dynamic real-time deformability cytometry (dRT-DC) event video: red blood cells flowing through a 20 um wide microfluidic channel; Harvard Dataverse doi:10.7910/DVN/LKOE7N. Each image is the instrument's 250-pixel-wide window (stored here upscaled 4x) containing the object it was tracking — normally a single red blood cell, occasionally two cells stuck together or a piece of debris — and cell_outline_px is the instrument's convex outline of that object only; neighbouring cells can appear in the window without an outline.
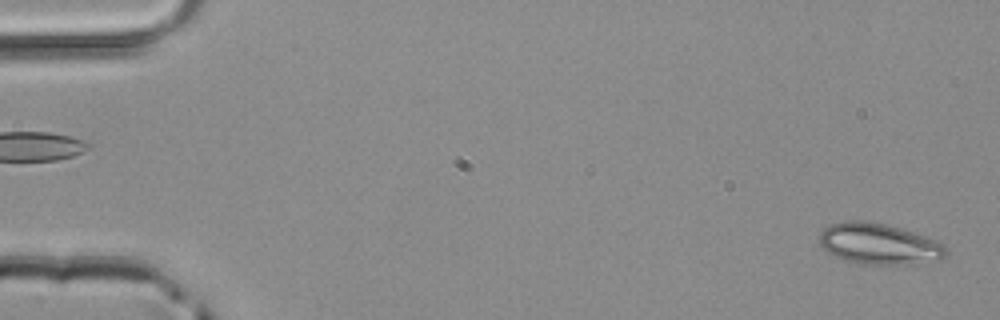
{"species": "common noctule bat (a hibernating species)", "species_latin": "Nyctalus noctula", "temperature_condition": "room temperature", "stored_images_in_passage": 13, "camera_frame_rate_fps": 3000, "um_per_image_px": 0.085, "animal": {"sex": "male", "body_mass_g": 20.4}, "frame": {"image": 1, "passage_image": 1, "time_ms": 0.0, "image_size_px": [1000, 320], "cell_outline_px": [[948, 252], [940, 260], [908, 264], [860, 264], [844, 260], [828, 252], [820, 244], [816, 236], [828, 224], [848, 220], [864, 220], [884, 224], [900, 228], [936, 240], [944, 244], [948, 248]], "centroid_in_image_um": [74.68, 20.72], "position_along_channel_um": 10.3, "area_um2": 30.46}}